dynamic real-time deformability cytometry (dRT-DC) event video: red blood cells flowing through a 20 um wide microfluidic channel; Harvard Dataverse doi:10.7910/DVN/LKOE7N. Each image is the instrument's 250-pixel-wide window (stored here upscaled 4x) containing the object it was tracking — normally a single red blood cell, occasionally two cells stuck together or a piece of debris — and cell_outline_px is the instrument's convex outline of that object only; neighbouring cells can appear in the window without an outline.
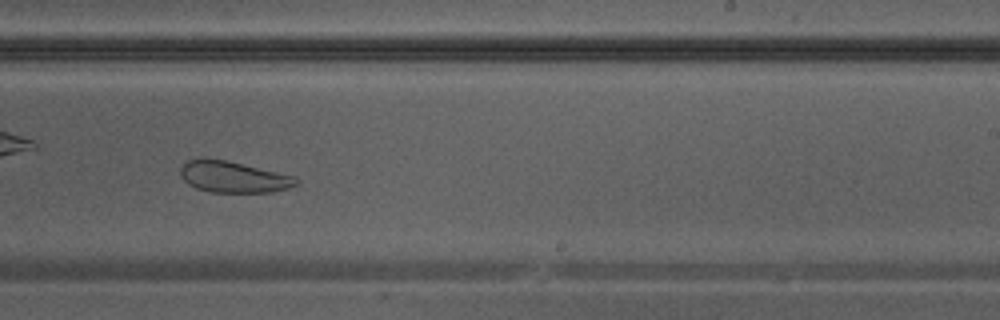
{"species": "Egyptian fruit bat (a non-hibernating species)", "species_latin": "Rousettus aegyptiacus", "temperature_condition": "warm", "stored_images_in_passage": 29, "camera_frame_rate_fps": 3000, "um_per_image_px": 0.085, "animal": {"sex": "male"}, "frame": {"image": 1, "passage_image": 13, "time_ms": 4.0, "image_size_px": [1000, 320], "cell_outline_px": [[300, 180], [296, 184], [288, 188], [272, 192], [208, 192], [196, 188], [188, 184], [180, 176], [180, 168], [188, 160], [224, 160], [296, 176]], "centroid_in_image_um": [19.86, 15.07], "position_along_channel_um": 269.1, "area_um2": 20.75}}